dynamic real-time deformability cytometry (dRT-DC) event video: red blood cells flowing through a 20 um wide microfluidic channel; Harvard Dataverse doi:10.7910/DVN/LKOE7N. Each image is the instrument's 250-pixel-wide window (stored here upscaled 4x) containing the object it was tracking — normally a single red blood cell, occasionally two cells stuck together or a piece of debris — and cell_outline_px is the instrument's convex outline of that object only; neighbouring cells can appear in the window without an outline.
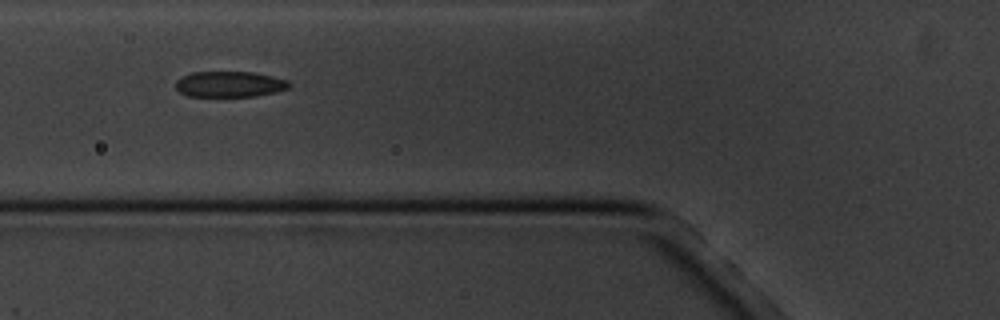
{"species": "common noctule bat (a hibernating species)", "species_latin": "Nyctalus noctula", "temperature_condition": "cold", "stored_images_in_passage": 2, "camera_frame_rate_fps": 3000, "um_per_image_px": 0.085, "animal": {"sex": "male", "body_mass_g": 20.1, "forearm_length_mm": 53.5}, "frame": {"image": 1, "passage_image": 2, "time_ms": 1.333, "image_size_px": [1000, 320], "cell_outline_px": [[292, 88], [276, 92], [256, 96], [188, 96], [180, 92], [176, 88], [176, 80], [192, 72], [252, 72], [272, 76], [288, 80], [292, 84]], "centroid_in_image_um": [19.58, 7.16], "position_along_channel_um": 106.2, "area_um2": 17.11}}